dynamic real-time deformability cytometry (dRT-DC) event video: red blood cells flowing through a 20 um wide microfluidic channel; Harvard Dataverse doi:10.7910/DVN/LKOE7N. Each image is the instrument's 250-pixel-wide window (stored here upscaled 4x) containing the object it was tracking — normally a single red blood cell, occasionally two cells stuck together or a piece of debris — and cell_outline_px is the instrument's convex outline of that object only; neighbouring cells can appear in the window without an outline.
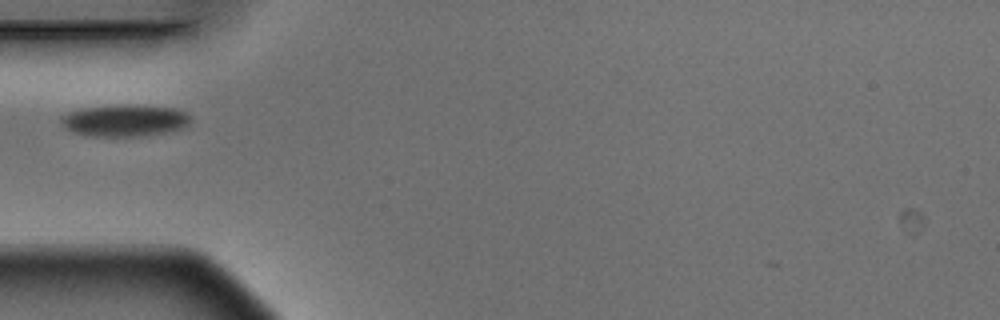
{"species": "Egyptian fruit bat (a non-hibernating species)", "species_latin": "Rousettus aegyptiacus", "temperature_condition": "warm", "stored_images_in_passage": 5, "camera_frame_rate_fps": 3000, "um_per_image_px": 0.085, "animal": {"sex": "male"}, "frame": {"image": 1, "passage_image": 1, "time_ms": 0.0, "image_size_px": [1000, 320], "cell_outline_px": [[188, 124], [184, 128], [148, 136], [92, 136], [72, 132], [64, 128], [60, 124], [60, 120], [68, 112], [84, 108], [116, 104], [136, 104], [176, 108], [188, 112]], "centroid_in_image_um": [10.61, 10.23], "position_along_channel_um": 74.4, "area_um2": 24.39}}
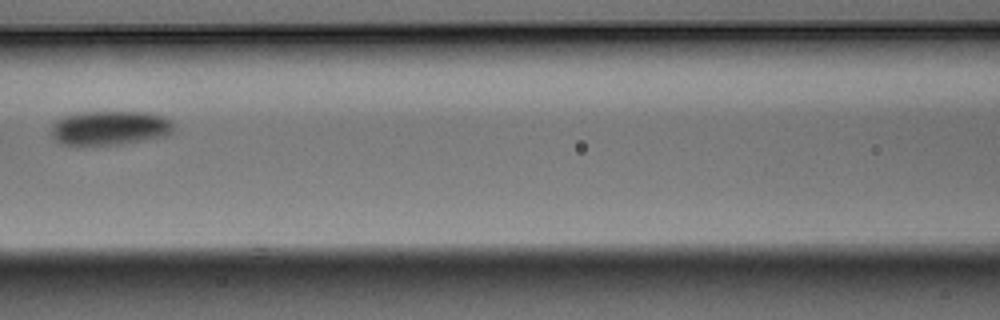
{"frame": {"image": 2, "passage_image": 3, "time_ms": 0.667, "image_size_px": [1000, 320], "cell_outline_px": [[172, 132], [160, 136], [116, 144], [64, 144], [56, 140], [52, 136], [52, 124], [56, 120], [64, 116], [80, 112], [148, 112], [164, 116], [172, 124]], "centroid_in_image_um": [9.29, 10.84], "position_along_channel_um": 157.3, "area_um2": 23.76}}
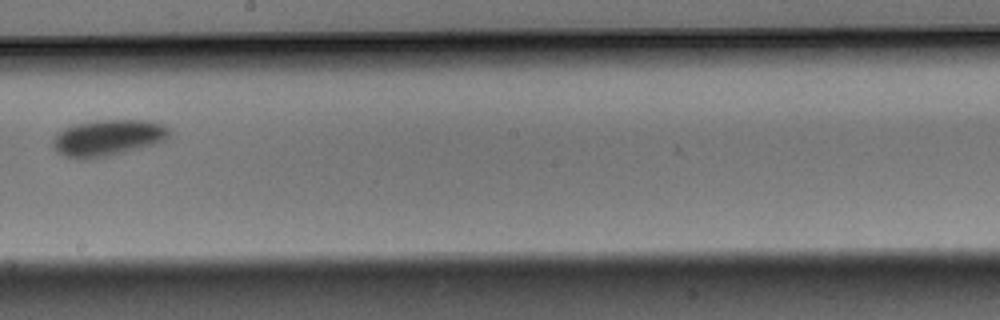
{"frame": {"image": 3, "passage_image": 5, "time_ms": 1.333, "image_size_px": [1000, 320], "cell_outline_px": [[168, 136], [164, 140], [156, 144], [96, 160], [80, 160], [64, 156], [56, 152], [52, 148], [52, 140], [64, 128], [76, 124], [96, 120], [152, 120], [164, 124], [168, 128]], "centroid_in_image_um": [9.15, 11.74], "position_along_channel_um": 239.1, "area_um2": 25.14}}